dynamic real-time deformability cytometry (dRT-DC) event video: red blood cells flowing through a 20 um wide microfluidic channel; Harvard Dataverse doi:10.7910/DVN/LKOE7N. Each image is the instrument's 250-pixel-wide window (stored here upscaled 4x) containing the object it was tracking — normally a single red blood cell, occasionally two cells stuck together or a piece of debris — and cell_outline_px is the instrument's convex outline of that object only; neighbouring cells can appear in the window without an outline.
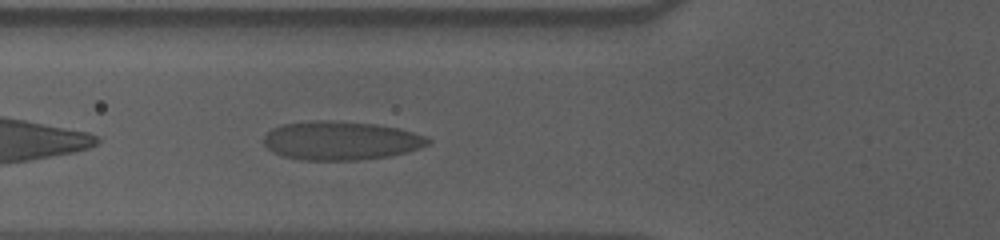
{"species": "human", "species_latin": "Homo sapiens", "temperature_condition": "cold", "stored_images_in_passage": 32, "camera_frame_rate_fps": 3000, "um_per_image_px": 0.085, "donor": {"sex": "male"}, "frame": {"image": 1, "passage_image": 4, "time_ms": 1.0, "image_size_px": [1000, 240], "cell_outline_px": [[432, 140], [428, 144], [420, 148], [408, 152], [388, 156], [360, 160], [300, 160], [284, 156], [272, 152], [264, 144], [264, 136], [272, 128], [280, 124], [308, 120], [332, 120], [376, 124], [400, 128], [428, 136]], "centroid_in_image_um": [28.98, 11.94], "position_along_channel_um": 96.8, "area_um2": 37.57}}
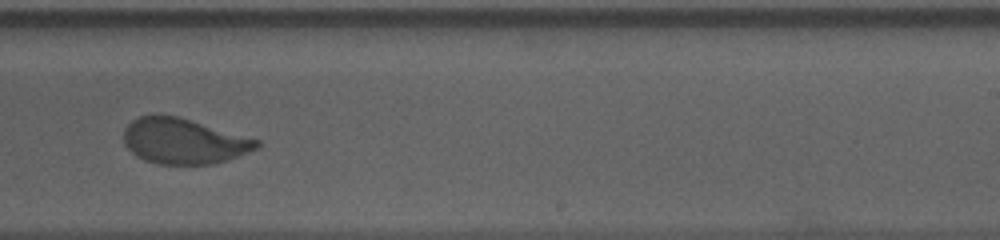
{"frame": {"image": 2, "passage_image": 19, "time_ms": 6.0, "image_size_px": [1000, 240], "cell_outline_px": [[260, 144], [256, 148], [248, 152], [228, 160], [216, 164], [156, 164], [144, 160], [136, 156], [124, 144], [124, 128], [132, 120], [140, 116], [156, 112], [160, 112], [176, 116], [260, 140]], "centroid_in_image_um": [15.56, 11.98], "position_along_channel_um": 273.4, "area_um2": 35.49}}
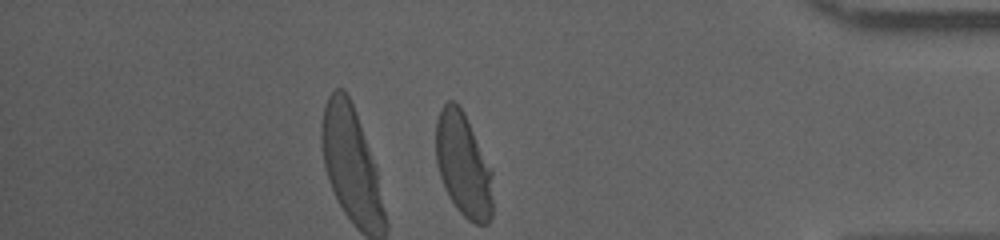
{"frame": {"image": 3, "passage_image": 32, "time_ms": 10.333, "image_size_px": [1000, 240], "cell_outline_px": [[492, 216], [488, 224], [476, 224], [468, 220], [456, 208], [448, 196], [444, 188], [436, 164], [436, 120], [440, 108], [448, 100], [452, 100], [460, 104], [464, 112], [492, 172]], "centroid_in_image_um": [39.36, 14.02], "position_along_channel_um": 395.8, "area_um2": 34.62}, "authors_computed_cell_mechanics": {"area_um2": 36.7608, "velocity_mm_per_s": 3.5368, "shape_relaxation_time_tau1_ms": 5.6946, "shape_relaxation_time_tau2_ms": null, "deformation_change_tau1": 0.1929, "deformation_change_tau2": null}}